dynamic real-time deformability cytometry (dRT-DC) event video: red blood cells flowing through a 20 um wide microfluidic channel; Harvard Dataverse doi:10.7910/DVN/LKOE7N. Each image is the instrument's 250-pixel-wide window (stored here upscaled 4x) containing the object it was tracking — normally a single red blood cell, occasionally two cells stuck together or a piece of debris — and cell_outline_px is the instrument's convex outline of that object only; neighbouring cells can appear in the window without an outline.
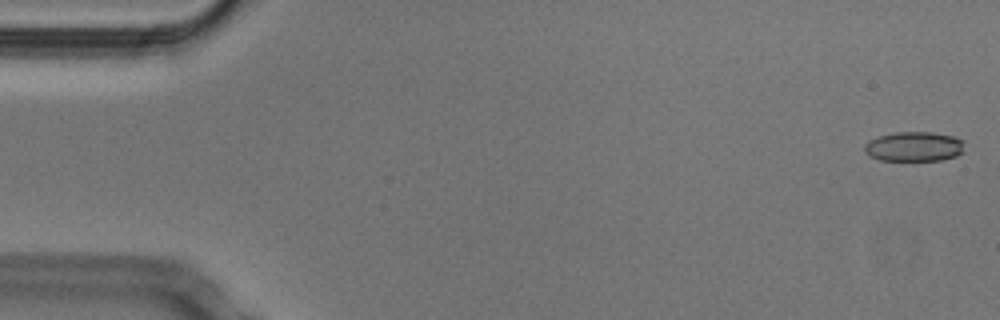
{"species": "Egyptian fruit bat (a non-hibernating species)", "species_latin": "Rousettus aegyptiacus", "temperature_condition": "cold", "stored_images_in_passage": 52, "camera_frame_rate_fps": 3000, "um_per_image_px": 0.085, "animal": {"sex": "male"}, "frame": {"image": 1, "passage_image": 1, "time_ms": 0.0, "image_size_px": [1000, 320], "cell_outline_px": [[964, 152], [956, 156], [940, 160], [880, 160], [864, 152], [864, 144], [868, 140], [880, 136], [896, 132], [932, 132], [952, 136], [964, 140]], "centroid_in_image_um": [77.72, 12.45], "position_along_channel_um": 7.3, "area_um2": 17.34}}
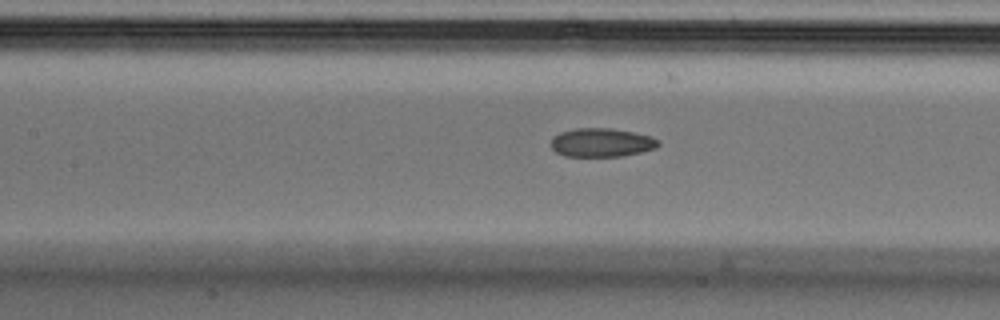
{"frame": {"image": 2, "passage_image": 23, "time_ms": 7.333, "image_size_px": [1000, 320], "cell_outline_px": [[660, 144], [656, 148], [640, 152], [620, 156], [564, 156], [556, 152], [552, 148], [552, 136], [560, 132], [576, 128], [612, 128], [652, 136], [660, 140]], "centroid_in_image_um": [51.14, 12.11], "position_along_channel_um": 156.3, "area_um2": 17.98}}
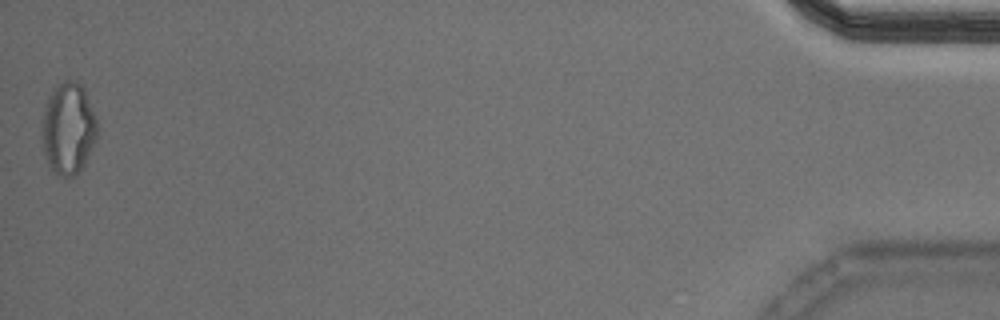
{"frame": {"image": 3, "passage_image": 52, "time_ms": 17.0, "image_size_px": [1000, 320], "cell_outline_px": [[96, 140], [84, 164], [72, 176], [60, 176], [52, 172], [48, 164], [40, 140], [40, 132], [44, 104], [48, 96], [64, 80], [76, 80], [84, 88], [96, 120]], "centroid_in_image_um": [5.75, 10.92], "position_along_channel_um": 429.5, "area_um2": 29.59}, "authors_computed_cell_mechanics": {"area_um2": 18.496, "velocity_mm_per_s": 3.8128, "shape_relaxation_time_tau1_ms": null, "shape_relaxation_time_tau2_ms": 5.0549, "deformation_change_tau1": null, "deformation_change_tau2": 0.1158}}